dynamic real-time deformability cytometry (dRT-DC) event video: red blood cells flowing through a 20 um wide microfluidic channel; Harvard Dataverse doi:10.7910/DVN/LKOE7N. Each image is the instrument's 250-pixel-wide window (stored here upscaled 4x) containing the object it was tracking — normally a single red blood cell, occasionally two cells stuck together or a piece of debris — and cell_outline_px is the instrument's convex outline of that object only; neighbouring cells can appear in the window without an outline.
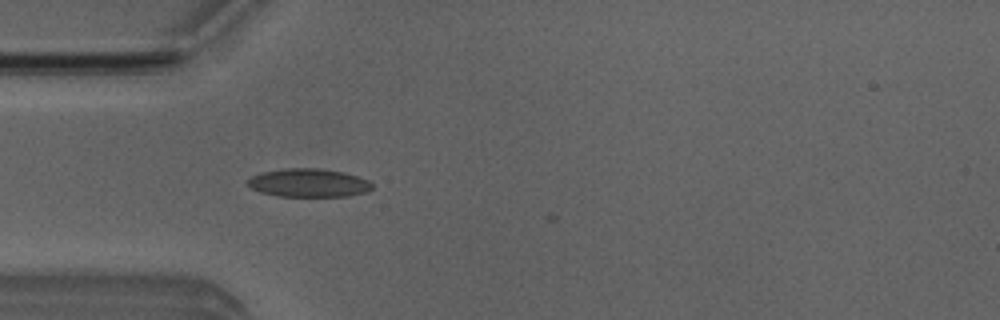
{"species": "Egyptian fruit bat (a non-hibernating species)", "species_latin": "Rousettus aegyptiacus", "temperature_condition": "room temperature", "stored_images_in_passage": 3, "camera_frame_rate_fps": 3000, "um_per_image_px": 0.085, "animal": {"sex": "male"}, "frame": {"image": 1, "passage_image": 3, "time_ms": 2.333, "image_size_px": [1000, 320], "cell_outline_px": [[372, 188], [368, 192], [348, 196], [276, 196], [260, 192], [244, 184], [244, 180], [252, 176], [264, 172], [284, 168], [316, 168], [344, 172], [368, 180], [372, 184]], "centroid_in_image_um": [26.19, 15.55], "position_along_channel_um": 58.8, "area_um2": 20.69}}